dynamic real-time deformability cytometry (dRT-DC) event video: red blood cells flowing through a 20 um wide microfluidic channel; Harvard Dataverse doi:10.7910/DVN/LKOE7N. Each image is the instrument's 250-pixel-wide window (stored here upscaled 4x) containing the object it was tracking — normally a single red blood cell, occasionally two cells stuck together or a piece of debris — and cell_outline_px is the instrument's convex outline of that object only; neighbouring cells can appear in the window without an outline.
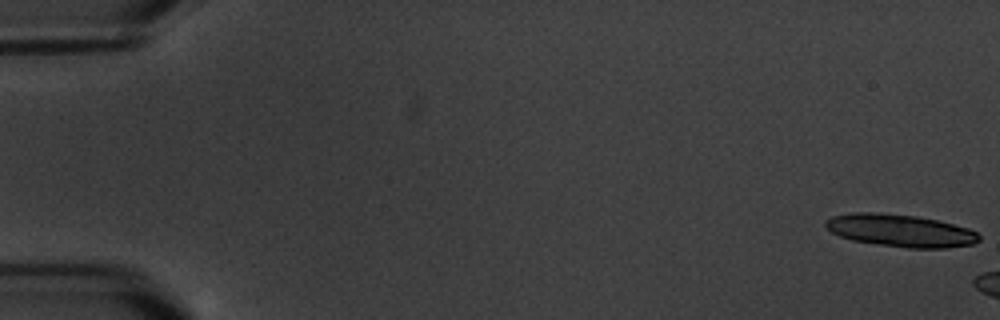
{"species": "common noctule bat (a hibernating species)", "species_latin": "Nyctalus noctula", "temperature_condition": "warm", "stored_images_in_passage": 6, "camera_frame_rate_fps": 3000, "um_per_image_px": 0.085, "animal": {"sex": "male", "body_mass_g": 20.1, "forearm_length_mm": 53.5}, "frame": {"image": 1, "passage_image": 1, "time_ms": 0.0, "image_size_px": [1000, 320], "cell_outline_px": [[980, 240], [972, 244], [948, 248], [908, 248], [852, 240], [840, 236], [832, 232], [824, 224], [824, 220], [832, 216], [852, 212], [876, 212], [916, 216], [936, 220], [968, 228], [976, 232], [980, 236]], "centroid_in_image_um": [76.52, 19.59], "position_along_channel_um": 8.5, "area_um2": 28.9}}